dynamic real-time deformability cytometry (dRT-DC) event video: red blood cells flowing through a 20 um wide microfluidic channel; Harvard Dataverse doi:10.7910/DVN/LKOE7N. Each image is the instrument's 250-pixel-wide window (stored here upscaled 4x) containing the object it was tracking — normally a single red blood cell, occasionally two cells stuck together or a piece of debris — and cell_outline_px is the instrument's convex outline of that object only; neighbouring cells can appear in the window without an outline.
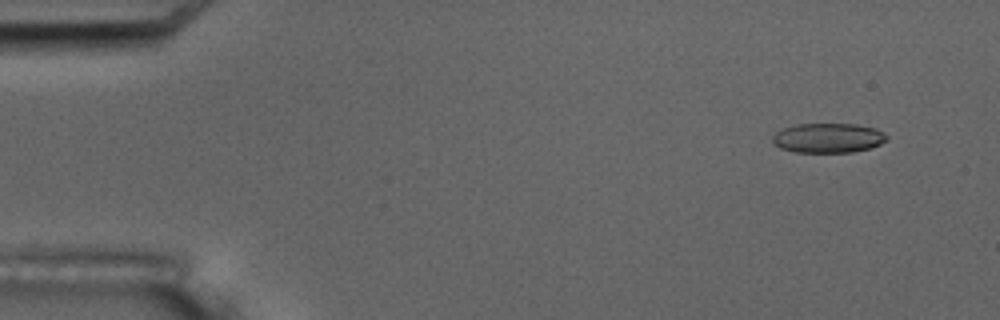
{"species": "common noctule bat (a hibernating species)", "species_latin": "Nyctalus noctula", "temperature_condition": "room temperature", "stored_images_in_passage": 6, "camera_frame_rate_fps": 3000, "um_per_image_px": 0.085, "animal": {"sex": "male", "body_mass_g": 17.5, "forearm_length_mm": 52.3}, "frame": {"image": 1, "passage_image": 2, "time_ms": 1.0, "image_size_px": [1000, 320], "cell_outline_px": [[888, 140], [872, 148], [852, 152], [796, 152], [780, 148], [772, 144], [772, 136], [776, 132], [784, 128], [796, 124], [856, 124], [876, 128], [888, 136]], "centroid_in_image_um": [70.4, 11.73], "position_along_channel_um": 14.6, "area_um2": 19.88}}
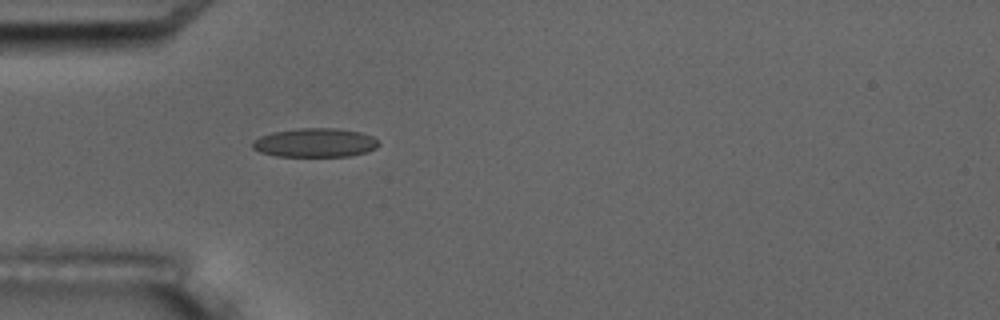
{"frame": {"image": 2, "passage_image": 6, "time_ms": 5.333, "image_size_px": [1000, 320], "cell_outline_px": [[380, 144], [376, 148], [368, 152], [348, 156], [276, 156], [260, 152], [252, 148], [252, 140], [260, 136], [272, 132], [300, 128], [336, 128], [360, 132], [372, 136]], "centroid_in_image_um": [26.77, 12.13], "position_along_channel_um": 58.2, "area_um2": 21.33}}